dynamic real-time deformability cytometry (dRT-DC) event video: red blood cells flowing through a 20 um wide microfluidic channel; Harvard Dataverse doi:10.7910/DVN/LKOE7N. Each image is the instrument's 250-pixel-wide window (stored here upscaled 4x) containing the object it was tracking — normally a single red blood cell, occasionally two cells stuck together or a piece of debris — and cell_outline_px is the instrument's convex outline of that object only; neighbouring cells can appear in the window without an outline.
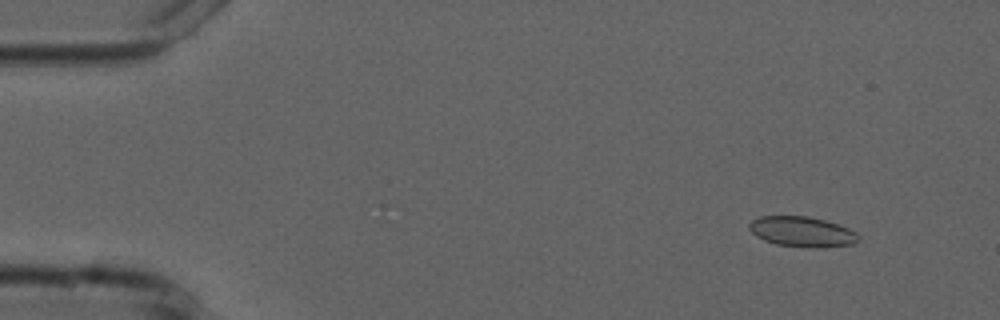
{"species": "common noctule bat (a hibernating species)", "species_latin": "Nyctalus noctula", "temperature_condition": "cold", "stored_images_in_passage": 3, "camera_frame_rate_fps": 3000, "um_per_image_px": 0.085, "animal": {"sex": "male", "forearm_length_mm": 52.5}, "frame": {"image": 1, "passage_image": 1, "time_ms": 0.0, "image_size_px": [1000, 320], "cell_outline_px": [[860, 236], [852, 244], [776, 244], [764, 240], [756, 236], [748, 228], [748, 224], [752, 220], [760, 216], [808, 216], [824, 220], [848, 228], [856, 232]], "centroid_in_image_um": [68.07, 19.62], "position_along_channel_um": 16.9, "area_um2": 17.98}}